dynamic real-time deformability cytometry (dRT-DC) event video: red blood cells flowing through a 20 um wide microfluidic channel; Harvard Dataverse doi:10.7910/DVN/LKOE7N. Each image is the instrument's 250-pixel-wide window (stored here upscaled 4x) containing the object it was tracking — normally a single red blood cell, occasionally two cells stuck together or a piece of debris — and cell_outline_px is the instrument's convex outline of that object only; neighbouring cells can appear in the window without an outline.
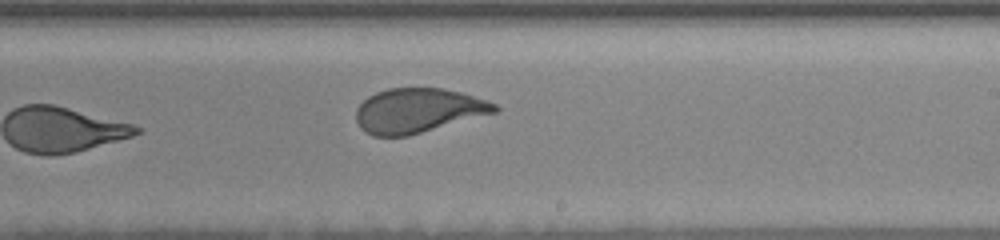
{"species": "human", "species_latin": "Homo sapiens", "temperature_condition": "room temperature", "stored_images_in_passage": 26, "camera_frame_rate_fps": 3000, "um_per_image_px": 0.085, "donor": {"sex": "female"}, "frame": {"image": 1, "passage_image": 26, "time_ms": 11.333, "image_size_px": [1000, 240], "cell_outline_px": [[500, 108], [496, 112], [408, 136], [372, 136], [364, 132], [360, 128], [356, 120], [356, 108], [368, 96], [376, 92], [388, 88], [440, 88], [460, 92], [488, 100], [496, 104]], "centroid_in_image_um": [35.51, 9.4], "position_along_channel_um": 253.5, "area_um2": 35.95}}